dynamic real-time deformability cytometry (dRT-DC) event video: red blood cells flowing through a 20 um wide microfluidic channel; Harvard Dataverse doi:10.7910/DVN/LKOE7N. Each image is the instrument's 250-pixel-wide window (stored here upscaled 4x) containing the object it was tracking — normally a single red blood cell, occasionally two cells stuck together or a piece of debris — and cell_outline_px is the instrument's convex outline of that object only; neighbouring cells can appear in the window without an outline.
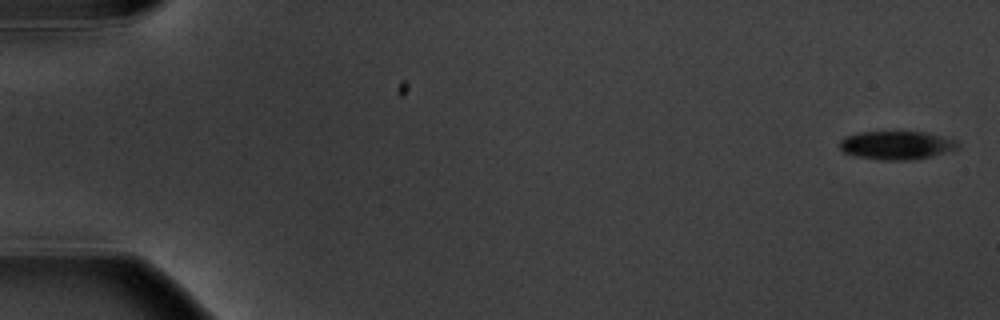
{"species": "common noctule bat (a hibernating species)", "species_latin": "Nyctalus noctula", "temperature_condition": "warm", "stored_images_in_passage": 6, "camera_frame_rate_fps": 3000, "um_per_image_px": 0.085, "animal": {"sex": "male", "body_mass_g": 20.1, "forearm_length_mm": 53.5}, "frame": {"image": 1, "passage_image": 1, "time_ms": 0.0, "image_size_px": [1000, 320], "cell_outline_px": [[960, 148], [932, 156], [912, 160], [880, 160], [856, 156], [844, 152], [840, 148], [840, 140], [844, 136], [856, 132], [896, 128], [924, 132], [956, 140], [960, 144]], "centroid_in_image_um": [76.18, 12.29], "position_along_channel_um": 8.8, "area_um2": 20.63}}
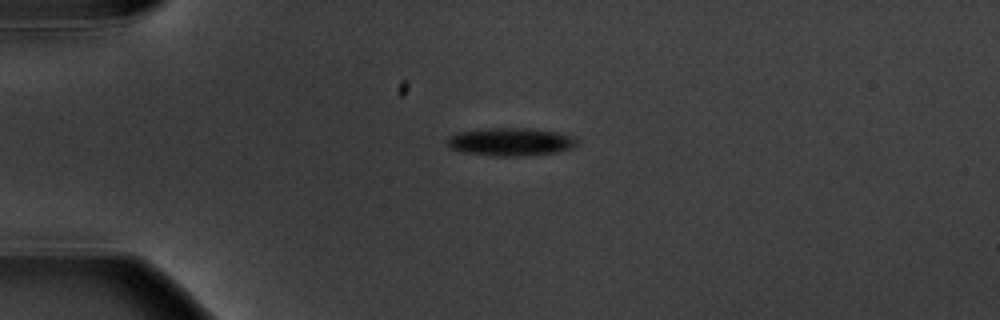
{"frame": {"image": 2, "passage_image": 4, "time_ms": 4.333, "image_size_px": [1000, 320], "cell_outline_px": [[580, 144], [572, 148], [560, 152], [516, 156], [496, 156], [460, 152], [452, 148], [448, 144], [448, 136], [460, 132], [480, 128], [528, 128], [556, 132], [572, 136], [580, 140]], "centroid_in_image_um": [43.44, 12.05], "position_along_channel_um": 41.6, "area_um2": 21.33}}